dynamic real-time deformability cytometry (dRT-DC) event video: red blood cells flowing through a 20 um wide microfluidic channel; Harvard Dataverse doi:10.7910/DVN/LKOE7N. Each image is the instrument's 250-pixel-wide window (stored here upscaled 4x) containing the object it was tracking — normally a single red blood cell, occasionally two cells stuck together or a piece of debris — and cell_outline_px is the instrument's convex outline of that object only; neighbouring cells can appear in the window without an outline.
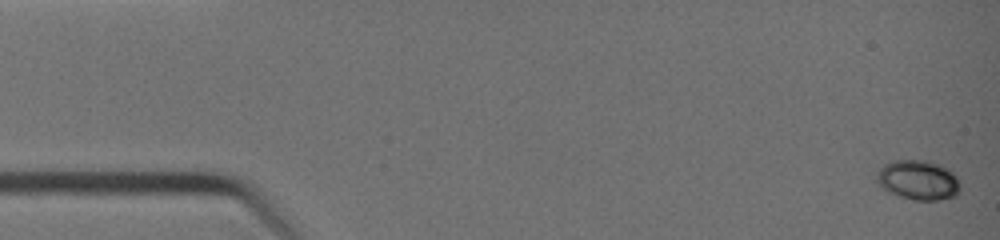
{"species": "common noctule bat (a hibernating species)", "species_latin": "Nyctalus noctula", "temperature_condition": "warm", "stored_images_in_passage": 41, "camera_frame_rate_fps": 3000, "um_per_image_px": 0.085, "animal": {"sex": "female", "body_mass_g": 19.0, "forearm_length_mm": 51.5}, "frame": {"image": 1, "passage_image": 1, "time_ms": 0.0, "image_size_px": [1000, 240], "cell_outline_px": [[960, 192], [956, 196], [940, 200], [912, 200], [888, 192], [876, 180], [876, 172], [884, 164], [896, 160], [928, 160], [940, 164], [948, 168], [956, 176], [960, 184]], "centroid_in_image_um": [78.07, 15.3], "position_along_channel_um": 6.9, "area_um2": 19.54}}
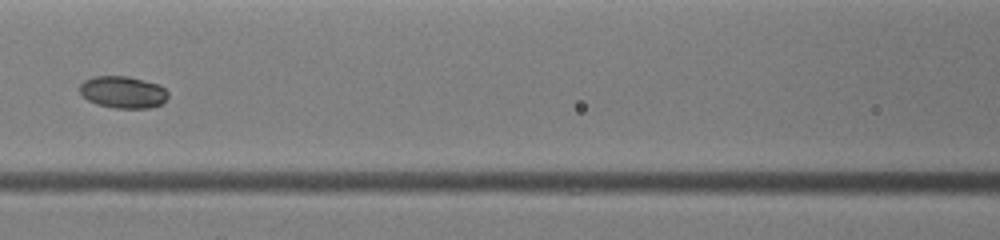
{"frame": {"image": 2, "passage_image": 19, "time_ms": 6.0, "image_size_px": [1000, 240], "cell_outline_px": [[168, 96], [160, 104], [148, 108], [116, 108], [96, 104], [88, 100], [80, 92], [80, 84], [84, 80], [92, 76], [128, 76], [160, 84], [168, 92]], "centroid_in_image_um": [10.44, 7.82], "position_along_channel_um": 156.2, "area_um2": 16.47}}
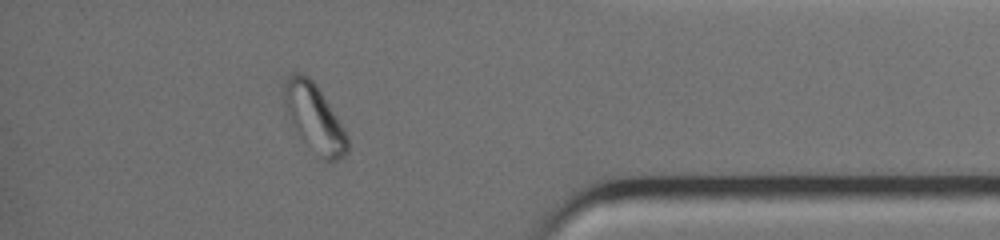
{"frame": {"image": 3, "passage_image": 36, "time_ms": 11.667, "image_size_px": [1000, 240], "cell_outline_px": [[348, 152], [344, 156], [336, 160], [324, 160], [296, 132], [292, 124], [280, 88], [288, 76], [292, 72], [300, 72], [308, 76], [316, 84], [344, 128], [348, 136]], "centroid_in_image_um": [26.7, 9.97], "position_along_channel_um": 408.5, "area_um2": 24.68}, "authors_computed_cell_mechanics": {"area_um2": 17.2244, "velocity_mm_per_s": 4.7574, "shape_relaxation_time_tau1_ms": 0.7201, "shape_relaxation_time_tau2_ms": 2.3309, "deformation_change_tau1": 0.0591, "deformation_change_tau2": 0.0991}}